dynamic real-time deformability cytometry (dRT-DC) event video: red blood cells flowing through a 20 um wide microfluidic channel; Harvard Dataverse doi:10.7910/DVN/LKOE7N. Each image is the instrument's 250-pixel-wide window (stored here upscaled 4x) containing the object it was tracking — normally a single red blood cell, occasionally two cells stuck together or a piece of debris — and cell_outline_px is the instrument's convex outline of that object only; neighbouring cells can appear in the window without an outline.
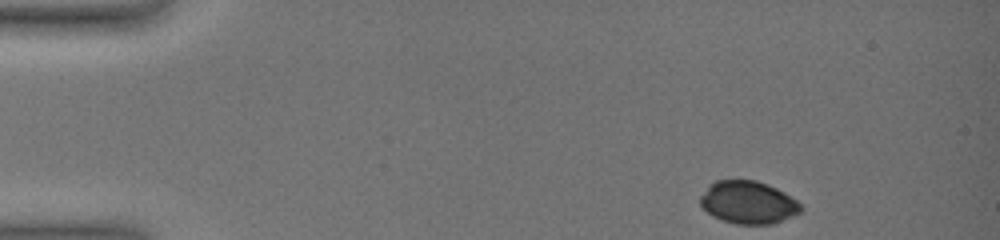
{"species": "common noctule bat (a hibernating species)", "species_latin": "Nyctalus noctula", "temperature_condition": "warm", "stored_images_in_passage": 49, "camera_frame_rate_fps": 3000, "um_per_image_px": 0.085, "animal": {"sex": "female", "body_mass_g": 19.0, "forearm_length_mm": 51.5}, "frame": {"image": 1, "passage_image": 1, "time_ms": 0.0, "image_size_px": [1000, 240], "cell_outline_px": [[804, 208], [800, 212], [772, 224], [736, 224], [720, 220], [712, 216], [700, 204], [700, 196], [708, 184], [716, 180], [756, 180], [768, 184], [784, 192], [796, 200]], "centroid_in_image_um": [63.57, 17.2], "position_along_channel_um": 21.4, "area_um2": 25.09}}
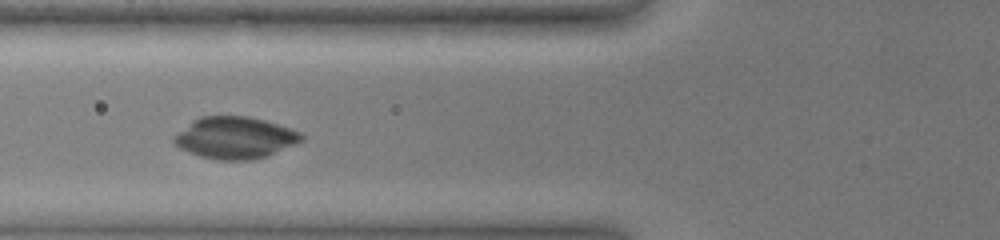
{"frame": {"image": 2, "passage_image": 17, "time_ms": 5.0, "image_size_px": [1000, 240], "cell_outline_px": [[304, 140], [296, 144], [268, 156], [252, 160], [220, 160], [200, 156], [180, 148], [172, 144], [172, 136], [192, 120], [200, 116], [248, 116], [264, 120], [292, 128], [300, 132], [304, 136]], "centroid_in_image_um": [19.97, 11.71], "position_along_channel_um": 105.8, "area_um2": 31.39}}
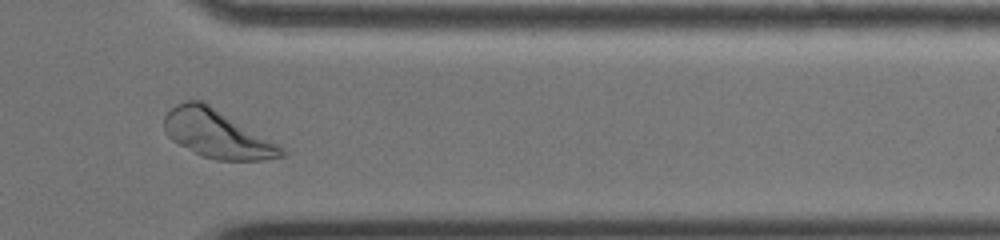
{"frame": {"image": 3, "passage_image": 45, "time_ms": 12.667, "image_size_px": [1000, 240], "cell_outline_px": [[288, 152], [284, 156], [264, 160], [216, 160], [204, 156], [172, 140], [168, 136], [164, 128], [164, 116], [176, 104], [188, 100], [200, 100], [208, 104], [284, 148]], "centroid_in_image_um": [18.45, 11.39], "position_along_channel_um": 393.0, "area_um2": 32.02}, "authors_computed_cell_mechanics": {"area_um2": 28.5532, "velocity_mm_per_s": 3.7434, "shape_relaxation_time_tau1_ms": 2.2863, "shape_relaxation_time_tau2_ms": null, "deformation_change_tau1": 0.1347, "deformation_change_tau2": null}}